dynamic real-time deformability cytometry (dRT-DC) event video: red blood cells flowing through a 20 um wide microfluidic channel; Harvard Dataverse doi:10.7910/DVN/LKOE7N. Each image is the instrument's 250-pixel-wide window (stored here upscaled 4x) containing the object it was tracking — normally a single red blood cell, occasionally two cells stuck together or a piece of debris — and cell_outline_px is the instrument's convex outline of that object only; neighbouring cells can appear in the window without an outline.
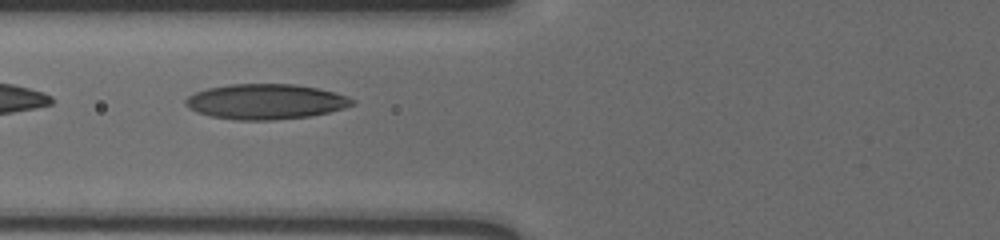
{"species": "human", "species_latin": "Homo sapiens", "temperature_condition": "cold", "stored_images_in_passage": 9, "segment_of_instrument_passage": [2, 2], "camera_frame_rate_fps": 3000, "um_per_image_px": 0.085, "donor": {"sex": "male"}, "frame": {"image": 1, "passage_image": 7, "time_ms": 2.0, "image_size_px": [1000, 240], "cell_outline_px": [[356, 104], [344, 108], [328, 112], [308, 116], [272, 120], [236, 120], [212, 116], [196, 112], [188, 108], [184, 104], [184, 100], [188, 96], [196, 92], [208, 88], [228, 84], [296, 84], [336, 92], [348, 96], [356, 100]], "centroid_in_image_um": [22.59, 8.63], "position_along_channel_um": 103.2, "area_um2": 34.33}}
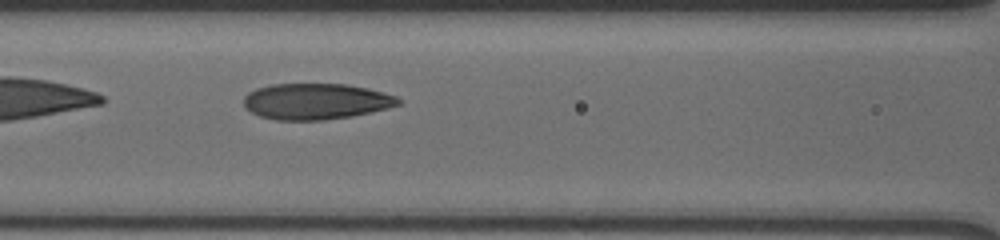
{"frame": {"image": 2, "passage_image": 8, "time_ms": 2.333, "image_size_px": [1000, 240], "cell_outline_px": [[404, 100], [400, 104], [352, 116], [324, 120], [276, 120], [260, 116], [244, 108], [244, 96], [248, 92], [256, 88], [272, 84], [348, 84], [368, 88], [396, 96]], "centroid_in_image_um": [26.83, 8.61], "position_along_channel_um": 139.8, "area_um2": 32.48}}
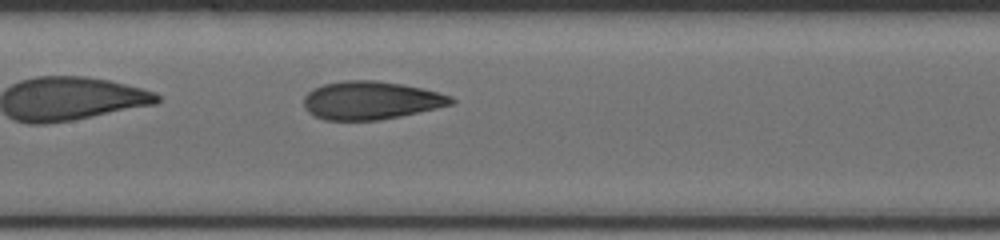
{"frame": {"image": 3, "passage_image": 9, "time_ms": 2.667, "image_size_px": [1000, 240], "cell_outline_px": [[456, 100], [452, 104], [436, 108], [400, 116], [376, 120], [324, 120], [308, 112], [304, 108], [304, 96], [312, 88], [324, 84], [344, 80], [376, 80], [404, 84], [452, 96]], "centroid_in_image_um": [31.49, 8.52], "position_along_channel_um": 175.9, "area_um2": 32.71}}